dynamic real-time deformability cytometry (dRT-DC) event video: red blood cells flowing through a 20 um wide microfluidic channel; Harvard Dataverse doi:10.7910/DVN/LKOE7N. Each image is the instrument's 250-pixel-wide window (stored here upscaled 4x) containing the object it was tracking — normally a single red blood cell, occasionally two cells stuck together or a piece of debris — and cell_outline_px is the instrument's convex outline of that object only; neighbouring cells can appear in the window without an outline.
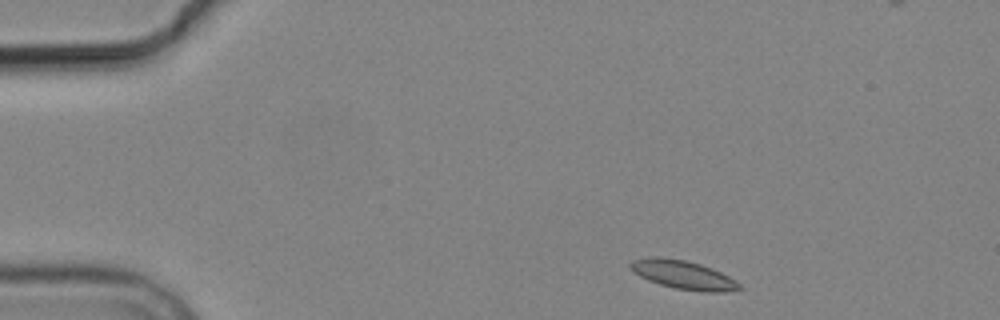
{"species": "common noctule bat (a hibernating species)", "species_latin": "Nyctalus noctula", "temperature_condition": "cold", "stored_images_in_passage": 4, "camera_frame_rate_fps": 3000, "um_per_image_px": 0.085, "animal": {"sex": "male", "body_mass_g": 19.2, "forearm_length_mm": 51.8}, "frame": {"image": 1, "passage_image": 1, "time_ms": 0.0, "image_size_px": [1000, 320], "cell_outline_px": [[744, 288], [724, 292], [704, 292], [676, 288], [660, 284], [648, 280], [640, 276], [628, 264], [632, 260], [648, 256], [660, 256], [684, 260], [700, 264], [712, 268], [736, 280]], "centroid_in_image_um": [58.09, 23.35], "position_along_channel_um": 26.9, "area_um2": 18.15}}